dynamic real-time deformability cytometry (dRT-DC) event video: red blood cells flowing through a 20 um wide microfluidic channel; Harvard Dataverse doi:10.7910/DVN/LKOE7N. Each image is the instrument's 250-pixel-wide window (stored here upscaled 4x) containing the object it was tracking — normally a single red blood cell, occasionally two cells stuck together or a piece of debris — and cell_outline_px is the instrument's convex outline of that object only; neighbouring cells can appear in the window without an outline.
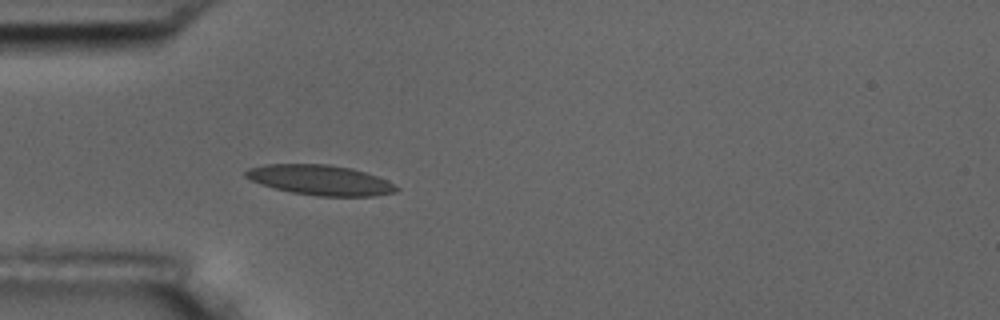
{"species": "common noctule bat (a hibernating species)", "species_latin": "Nyctalus noctula", "temperature_condition": "room temperature", "stored_images_in_passage": 1, "camera_frame_rate_fps": 3000, "um_per_image_px": 0.085, "animal": {"sex": "male", "body_mass_g": 17.5, "forearm_length_mm": 52.3}, "frame": {"image": 1, "passage_image": 1, "time_ms": 0.0, "image_size_px": [1000, 320], "cell_outline_px": [[400, 188], [396, 192], [372, 196], [316, 196], [292, 192], [260, 184], [244, 176], [244, 172], [248, 168], [264, 164], [328, 164], [352, 168], [376, 176]], "centroid_in_image_um": [27.18, 15.3], "position_along_channel_um": 57.8, "area_um2": 26.24}}